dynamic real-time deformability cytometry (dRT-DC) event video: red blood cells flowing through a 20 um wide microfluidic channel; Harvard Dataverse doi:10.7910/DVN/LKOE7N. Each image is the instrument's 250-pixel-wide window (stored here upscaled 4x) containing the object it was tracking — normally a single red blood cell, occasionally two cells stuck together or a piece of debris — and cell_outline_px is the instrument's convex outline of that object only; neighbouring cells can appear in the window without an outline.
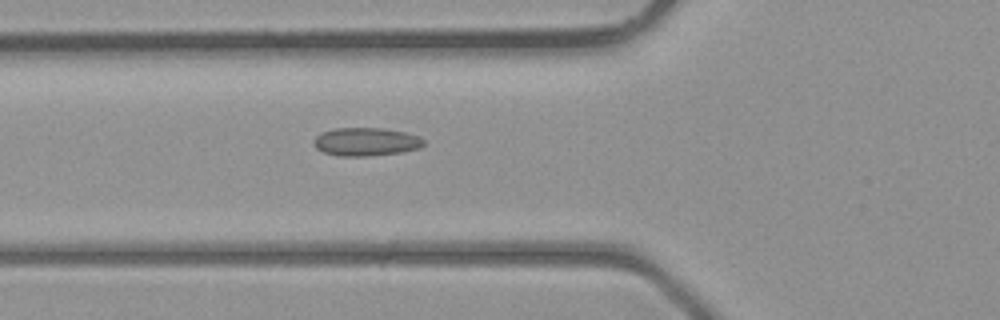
{"species": "common noctule bat (a hibernating species)", "species_latin": "Nyctalus noctula", "temperature_condition": "room temperature", "stored_images_in_passage": 4, "camera_frame_rate_fps": 3000, "um_per_image_px": 0.085, "animal": {"sex": "male", "body_mass_g": 23.1, "forearm_length_mm": 52.7}, "frame": {"image": 1, "passage_image": 4, "time_ms": 3.333, "image_size_px": [1000, 320], "cell_outline_px": [[424, 144], [420, 148], [400, 152], [368, 156], [340, 156], [324, 152], [316, 148], [312, 144], [312, 140], [316, 136], [324, 132], [336, 128], [380, 128], [404, 132], [420, 136], [424, 140]], "centroid_in_image_um": [31.1, 12.05], "position_along_channel_um": 94.7, "area_um2": 18.03}}